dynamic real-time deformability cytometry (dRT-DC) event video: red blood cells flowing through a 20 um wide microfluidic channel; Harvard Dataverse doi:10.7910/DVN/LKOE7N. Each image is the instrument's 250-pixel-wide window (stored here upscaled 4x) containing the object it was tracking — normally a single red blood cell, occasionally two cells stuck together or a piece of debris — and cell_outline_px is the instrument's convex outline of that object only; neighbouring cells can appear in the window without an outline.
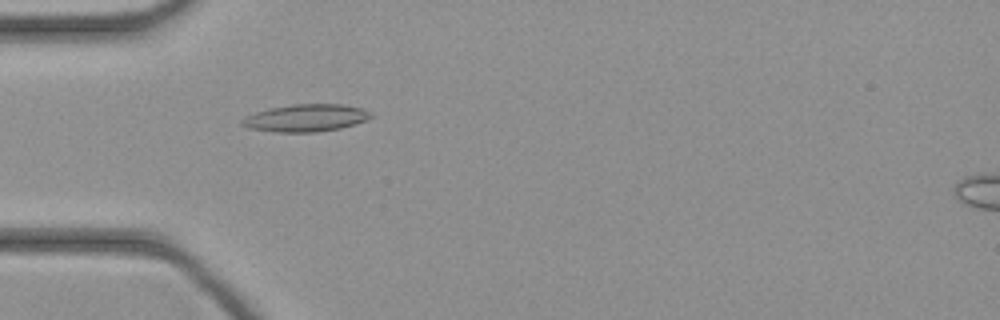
{"species": "common noctule bat (a hibernating species)", "species_latin": "Nyctalus noctula", "temperature_condition": "cold", "stored_images_in_passage": 45, "camera_frame_rate_fps": 3000, "um_per_image_px": 0.085, "animal": {"sex": "female", "body_mass_g": 21.9}, "frame": {"image": 1, "passage_image": 14, "time_ms": 4.333, "image_size_px": [1000, 320], "cell_outline_px": [[372, 116], [356, 124], [340, 128], [316, 132], [276, 132], [248, 128], [240, 124], [240, 120], [244, 116], [268, 108], [292, 104], [344, 104], [360, 108], [372, 112]], "centroid_in_image_um": [25.95, 10.02], "position_along_channel_um": 59.0, "area_um2": 20.63}}
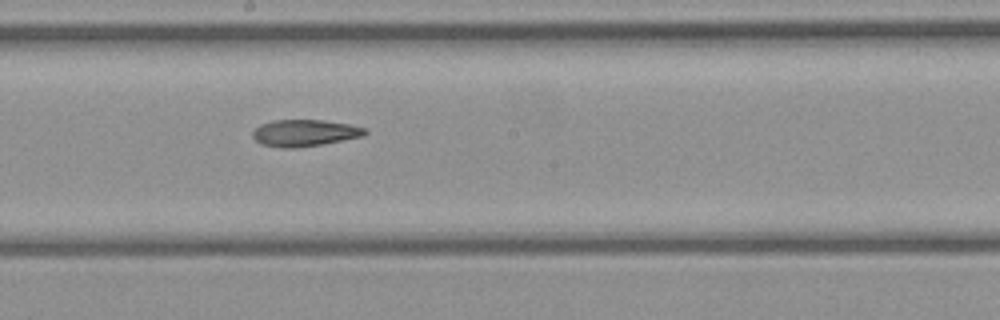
{"frame": {"image": 2, "passage_image": 25, "time_ms": 8.0, "image_size_px": [1000, 320], "cell_outline_px": [[368, 132], [364, 136], [320, 144], [292, 148], [280, 148], [260, 144], [252, 136], [252, 132], [260, 124], [272, 120], [324, 120], [348, 124], [368, 128]], "centroid_in_image_um": [25.89, 11.29], "position_along_channel_um": 222.3, "area_um2": 17.51}}
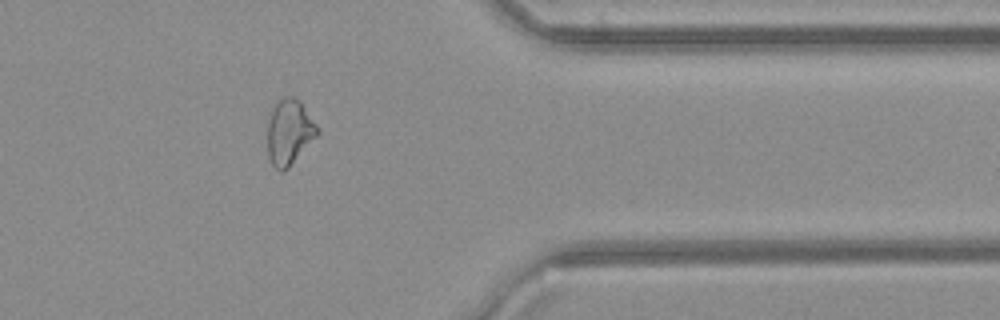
{"frame": {"image": 3, "passage_image": 37, "time_ms": 12.0, "image_size_px": [1000, 320], "cell_outline_px": [[320, 132], [288, 168], [284, 172], [280, 172], [272, 164], [268, 156], [268, 124], [272, 108], [284, 96], [292, 96], [300, 100], [320, 128]], "centroid_in_image_um": [24.61, 11.22], "position_along_channel_um": 386.8, "area_um2": 19.02}}